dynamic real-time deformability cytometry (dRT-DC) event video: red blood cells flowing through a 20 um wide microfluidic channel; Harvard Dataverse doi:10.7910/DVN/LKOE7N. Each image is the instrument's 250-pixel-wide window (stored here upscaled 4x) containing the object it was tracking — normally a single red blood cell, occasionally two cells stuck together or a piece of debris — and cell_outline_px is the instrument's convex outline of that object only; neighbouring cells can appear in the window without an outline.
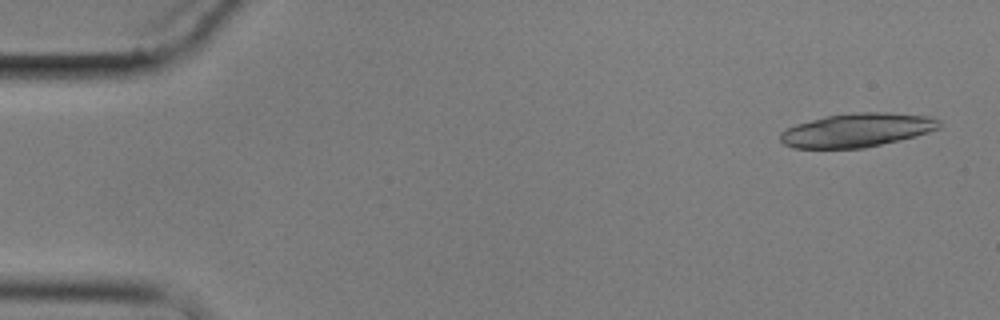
{"species": "common noctule bat (a hibernating species)", "species_latin": "Nyctalus noctula", "temperature_condition": "cold", "stored_images_in_passage": 3, "camera_frame_rate_fps": 3000, "um_per_image_px": 0.085, "animal": {"sex": "male", "body_mass_g": 17.9}, "frame": {"image": 1, "passage_image": 1, "time_ms": 0.0, "image_size_px": [1000, 320], "cell_outline_px": [[940, 128], [928, 132], [900, 140], [864, 148], [792, 148], [784, 144], [780, 140], [780, 132], [796, 124], [828, 116], [856, 112], [888, 112], [928, 116], [940, 120]], "centroid_in_image_um": [72.85, 11.06], "position_along_channel_um": 12.1, "area_um2": 31.1}}